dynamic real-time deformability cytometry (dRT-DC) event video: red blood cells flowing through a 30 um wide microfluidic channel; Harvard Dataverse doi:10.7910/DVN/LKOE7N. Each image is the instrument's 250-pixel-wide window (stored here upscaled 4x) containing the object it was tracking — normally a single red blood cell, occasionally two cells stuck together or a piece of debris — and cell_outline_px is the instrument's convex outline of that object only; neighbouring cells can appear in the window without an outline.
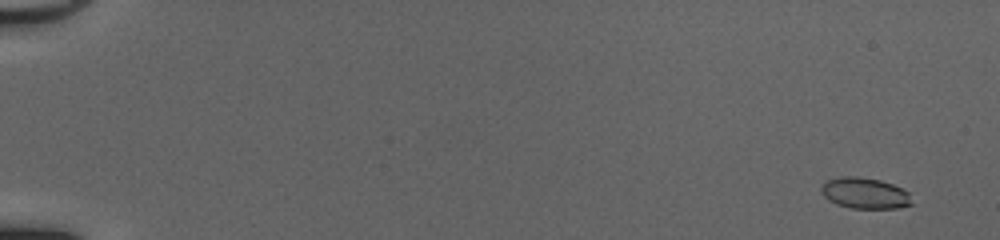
{"species": "common noctule bat (a hibernating species)", "species_latin": "Nyctalus noctula", "temperature_condition": "cold", "stored_images_in_passage": 53, "camera_frame_rate_fps": 3000, "um_per_image_px": 0.085, "animal": {"sex": "female", "body_mass_g": 20.0, "forearm_length_mm": 54.0}, "frame": {"image": 1, "passage_image": 4, "time_ms": 1.0, "image_size_px": [1000, 240], "cell_outline_px": [[912, 204], [896, 208], [852, 208], [836, 204], [828, 200], [820, 192], [820, 188], [828, 180], [840, 176], [856, 176], [880, 180], [892, 184], [908, 192]], "centroid_in_image_um": [73.47, 16.42], "position_along_channel_um": 11.5, "area_um2": 16.24}}
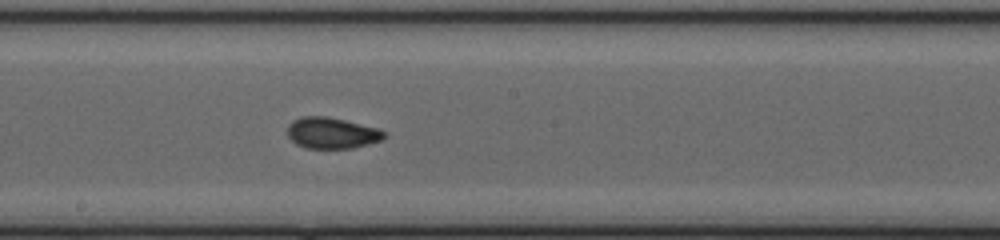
{"frame": {"image": 2, "passage_image": 32, "time_ms": 10.333, "image_size_px": [1000, 240], "cell_outline_px": [[388, 136], [380, 140], [368, 144], [352, 148], [304, 148], [296, 144], [288, 136], [288, 124], [292, 120], [300, 116], [328, 116], [380, 128]], "centroid_in_image_um": [28.2, 11.29], "position_along_channel_um": 220.0, "area_um2": 17.74}}
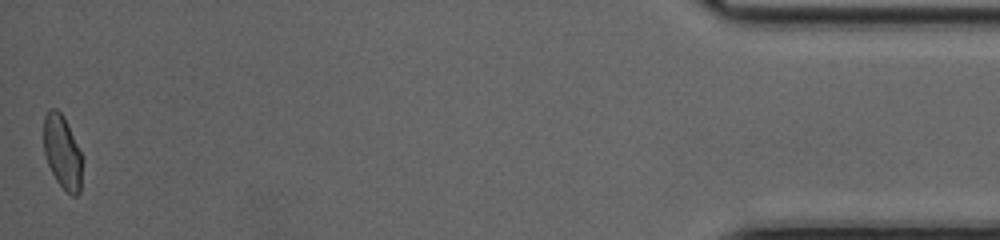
{"frame": {"image": 3, "passage_image": 53, "time_ms": 17.333, "image_size_px": [1000, 240], "cell_outline_px": [[84, 160], [80, 192], [76, 196], [72, 196], [56, 180], [48, 164], [44, 152], [44, 116], [48, 108], [56, 108], [64, 116]], "centroid_in_image_um": [5.32, 12.92], "position_along_channel_um": 429.9, "area_um2": 16.7}, "authors_computed_cell_mechanics": {"area_um2": 16.8198, "velocity_mm_per_s": 4.1478, "shape_relaxation_time_tau1_ms": 5.2175, "shape_relaxation_time_tau2_ms": 0.8546, "deformation_change_tau1": 0.1199, "deformation_change_tau2": 0.0485}}